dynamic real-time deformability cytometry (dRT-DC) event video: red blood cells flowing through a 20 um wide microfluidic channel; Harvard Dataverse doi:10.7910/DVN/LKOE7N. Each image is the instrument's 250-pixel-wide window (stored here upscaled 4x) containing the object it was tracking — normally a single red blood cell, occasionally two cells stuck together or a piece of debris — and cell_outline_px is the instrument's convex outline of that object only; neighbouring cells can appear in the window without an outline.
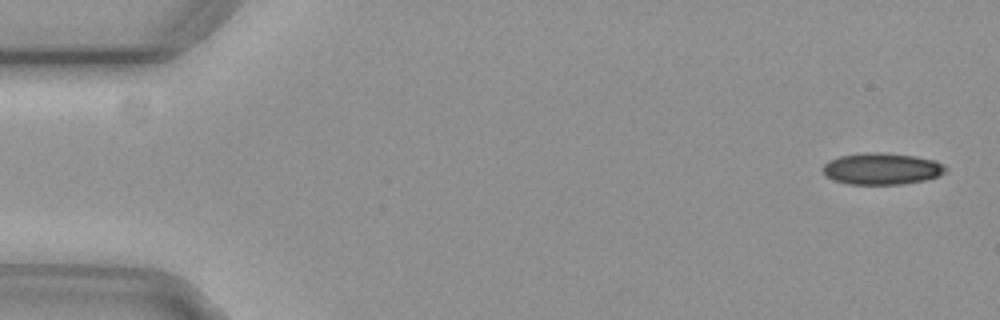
{"species": "common noctule bat (a hibernating species)", "species_latin": "Nyctalus noctula", "temperature_condition": "cold", "stored_images_in_passage": 52, "camera_frame_rate_fps": 3000, "um_per_image_px": 0.085, "animal": {"sex": "female", "body_mass_g": 29.2, "forearm_length_mm": 56.3}, "frame": {"image": 1, "passage_image": 1, "time_ms": 0.0, "image_size_px": [1000, 320], "cell_outline_px": [[948, 168], [944, 172], [936, 176], [924, 180], [904, 184], [848, 184], [832, 180], [824, 176], [824, 164], [828, 160], [840, 156], [864, 152], [884, 152], [912, 156], [936, 160], [944, 164]], "centroid_in_image_um": [74.93, 14.34], "position_along_channel_um": 10.1, "area_um2": 22.72}}
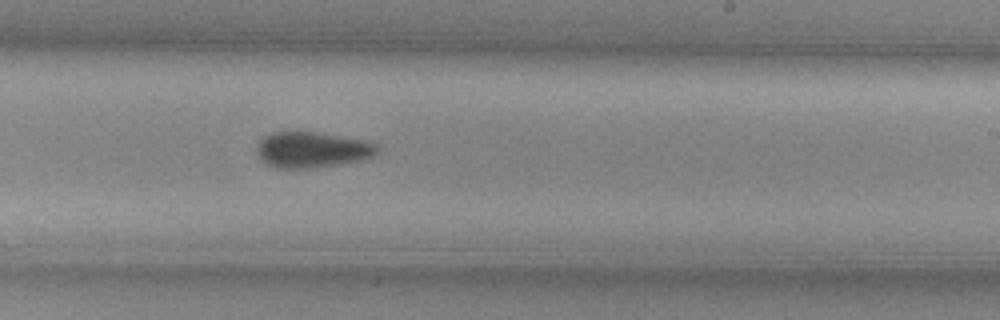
{"frame": {"image": 2, "passage_image": 32, "time_ms": 10.333, "image_size_px": [1000, 320], "cell_outline_px": [[376, 152], [372, 156], [360, 160], [316, 168], [276, 168], [260, 160], [256, 152], [256, 148], [260, 140], [264, 136], [272, 132], [296, 128], [364, 140], [376, 144]], "centroid_in_image_um": [26.43, 12.69], "position_along_channel_um": 262.6, "area_um2": 25.72}}
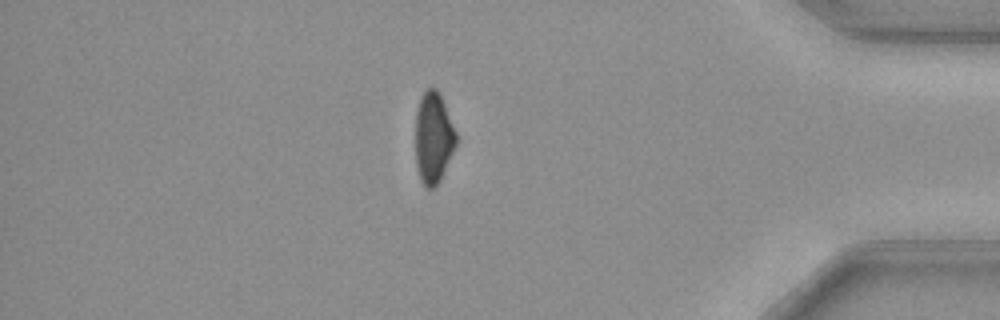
{"frame": {"image": 3, "passage_image": 46, "time_ms": 15.0, "image_size_px": [1000, 320], "cell_outline_px": [[456, 144], [440, 180], [432, 188], [428, 188], [420, 180], [416, 164], [416, 112], [420, 96], [428, 88], [436, 88], [444, 104], [456, 132]], "centroid_in_image_um": [36.82, 11.7], "position_along_channel_um": 398.4, "area_um2": 21.21}, "authors_computed_cell_mechanics": {"area_um2": 24.1893, "velocity_mm_per_s": 3.7239, "shape_relaxation_time_tau1_ms": 7.411, "shape_relaxation_time_tau2_ms": null, "deformation_change_tau1": 0.1295, "deformation_change_tau2": null}}